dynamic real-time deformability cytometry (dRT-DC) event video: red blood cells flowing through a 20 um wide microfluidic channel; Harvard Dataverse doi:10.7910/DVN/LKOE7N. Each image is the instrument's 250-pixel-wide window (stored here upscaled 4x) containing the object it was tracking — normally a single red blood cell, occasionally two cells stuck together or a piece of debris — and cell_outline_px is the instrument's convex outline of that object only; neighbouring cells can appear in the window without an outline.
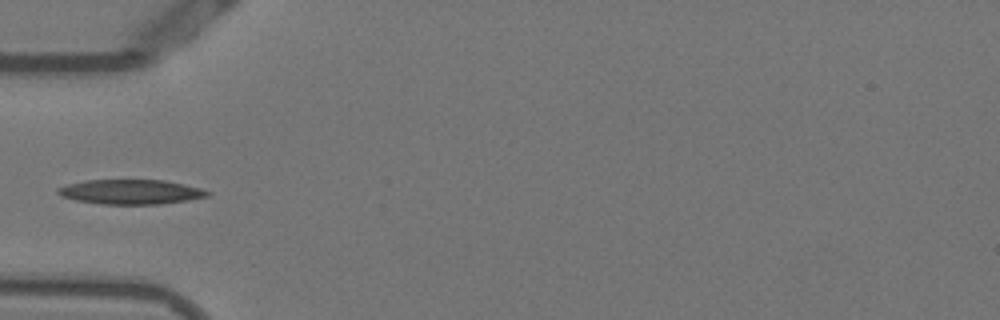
{"species": "Egyptian fruit bat (a non-hibernating species)", "species_latin": "Rousettus aegyptiacus", "temperature_condition": "warm", "stored_images_in_passage": 36, "camera_frame_rate_fps": 3000, "um_per_image_px": 0.085, "animal": {"sex": "female"}, "frame": {"image": 1, "passage_image": 1, "time_ms": 0.0, "image_size_px": [1000, 320], "cell_outline_px": [[212, 192], [208, 196], [188, 200], [160, 204], [100, 204], [76, 200], [60, 196], [56, 192], [56, 188], [68, 184], [84, 180], [164, 180], [184, 184], [200, 188]], "centroid_in_image_um": [11.09, 16.31], "position_along_channel_um": 73.9, "area_um2": 21.56}}
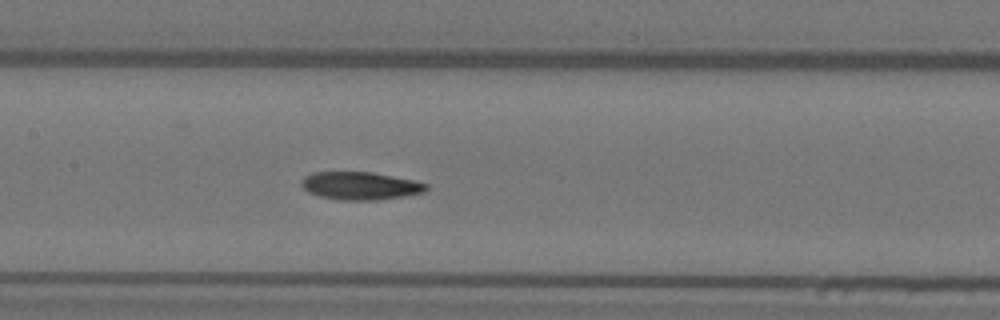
{"frame": {"image": 2, "passage_image": 9, "time_ms": 2.667, "image_size_px": [1000, 320], "cell_outline_px": [[428, 188], [424, 192], [404, 196], [380, 200], [340, 200], [320, 196], [308, 192], [300, 184], [304, 176], [312, 172], [372, 172], [416, 180], [428, 184]], "centroid_in_image_um": [30.64, 15.79], "position_along_channel_um": 176.8, "area_um2": 20.4}}
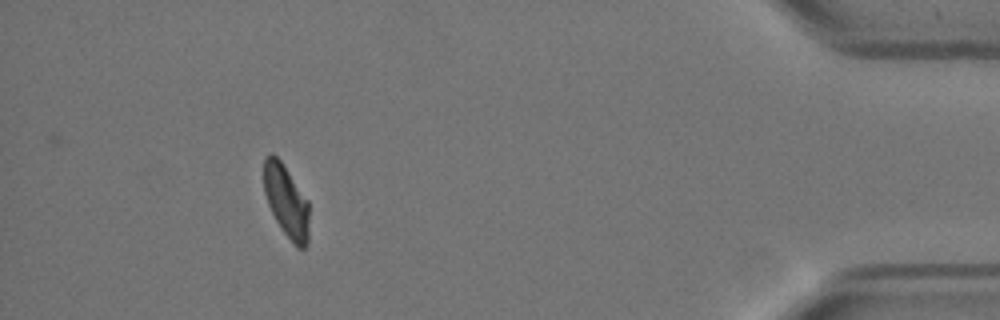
{"frame": {"image": 3, "passage_image": 32, "time_ms": 10.333, "image_size_px": [1000, 320], "cell_outline_px": [[308, 244], [304, 248], [296, 248], [284, 232], [276, 220], [268, 204], [264, 192], [264, 156], [272, 152], [280, 160], [308, 200]], "centroid_in_image_um": [24.33, 17.09], "position_along_channel_um": 410.9, "area_um2": 18.96}}